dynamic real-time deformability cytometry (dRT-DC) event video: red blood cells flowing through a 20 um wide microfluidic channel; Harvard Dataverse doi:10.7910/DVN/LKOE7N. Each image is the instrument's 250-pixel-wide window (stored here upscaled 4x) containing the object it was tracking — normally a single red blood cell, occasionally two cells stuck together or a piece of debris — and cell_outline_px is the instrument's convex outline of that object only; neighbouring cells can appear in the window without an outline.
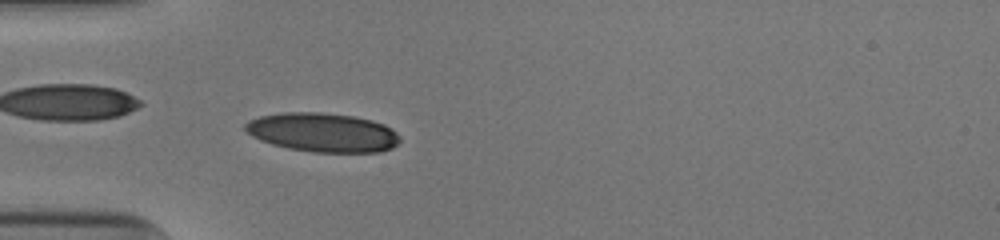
{"species": "human", "species_latin": "Homo sapiens", "temperature_condition": "cold", "stored_images_in_passage": 48, "camera_frame_rate_fps": 3000, "um_per_image_px": 0.085, "donor": {"sex": "male"}, "frame": {"image": 1, "passage_image": 13, "time_ms": 4.0, "image_size_px": [1000, 240], "cell_outline_px": [[400, 140], [392, 148], [380, 152], [312, 152], [288, 148], [272, 144], [260, 140], [252, 136], [244, 128], [244, 124], [248, 120], [260, 116], [284, 112], [320, 112], [352, 116], [372, 120], [384, 124], [392, 128], [400, 136]], "centroid_in_image_um": [27.43, 11.25], "position_along_channel_um": 57.6, "area_um2": 35.26}}
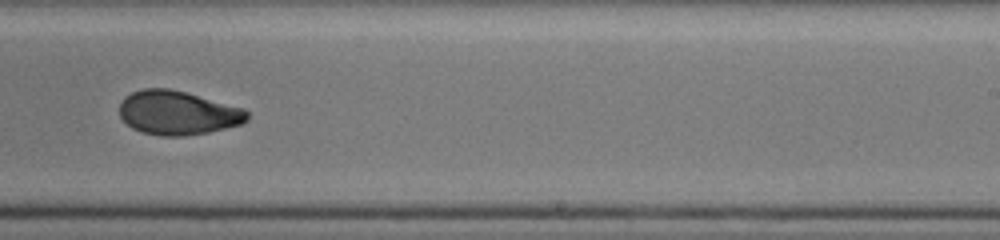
{"frame": {"image": 2, "passage_image": 30, "time_ms": 9.667, "image_size_px": [1000, 240], "cell_outline_px": [[248, 120], [240, 124], [208, 132], [184, 136], [160, 136], [140, 132], [132, 128], [120, 116], [120, 100], [124, 96], [132, 92], [144, 88], [168, 88], [184, 92], [244, 108], [248, 112]], "centroid_in_image_um": [15.07, 9.59], "position_along_channel_um": 273.9, "area_um2": 32.66}}
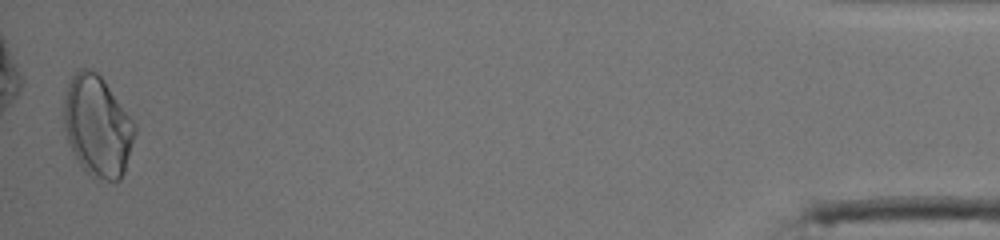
{"frame": {"image": 3, "passage_image": 48, "time_ms": 15.667, "image_size_px": [1000, 240], "cell_outline_px": [[136, 132], [124, 172], [120, 180], [104, 180], [92, 176], [80, 164], [72, 152], [64, 128], [64, 100], [68, 84], [72, 76], [80, 68], [92, 68], [104, 80], [136, 124]], "centroid_in_image_um": [8.29, 10.71], "position_along_channel_um": 426.9, "area_um2": 41.44}, "authors_computed_cell_mechanics": {"area_um2": 33.524, "velocity_mm_per_s": 3.9484, "shape_relaxation_time_tau1_ms": 6.3434, "shape_relaxation_time_tau2_ms": 1.5922, "deformation_change_tau1": 0.2001, "deformation_change_tau2": 0.0541}}